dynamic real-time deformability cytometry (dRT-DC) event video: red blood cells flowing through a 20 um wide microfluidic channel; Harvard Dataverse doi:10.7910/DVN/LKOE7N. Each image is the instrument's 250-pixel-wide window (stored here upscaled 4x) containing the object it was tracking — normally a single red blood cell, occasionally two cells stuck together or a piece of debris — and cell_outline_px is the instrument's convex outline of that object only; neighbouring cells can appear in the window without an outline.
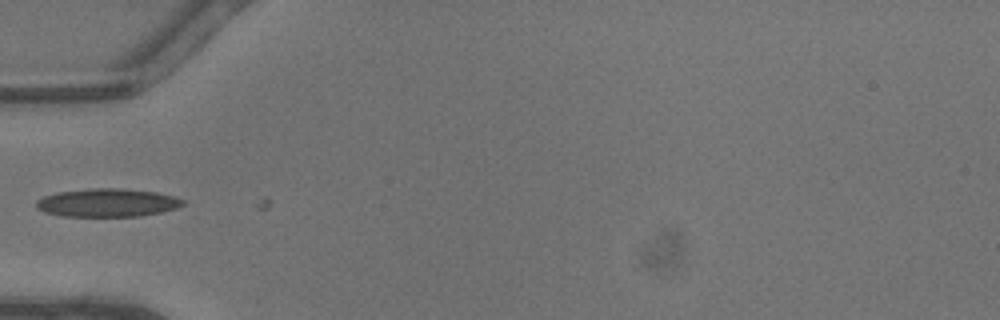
{"species": "common noctule bat (a hibernating species)", "species_latin": "Nyctalus noctula", "temperature_condition": "warm", "stored_images_in_passage": 2, "camera_frame_rate_fps": 3000, "um_per_image_px": 0.085, "animal": {"sex": "male", "body_mass_g": 13.3}, "frame": {"image": 1, "passage_image": 1, "time_ms": 0.0, "image_size_px": [1000, 320], "cell_outline_px": [[188, 204], [176, 208], [160, 212], [140, 216], [60, 216], [44, 212], [36, 208], [36, 200], [44, 196], [56, 192], [92, 188], [124, 188], [156, 192], [172, 196], [184, 200]], "centroid_in_image_um": [9.12, 17.23], "position_along_channel_um": 75.9, "area_um2": 24.28}}